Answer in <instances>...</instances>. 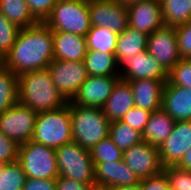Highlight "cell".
Segmentation results:
<instances>
[{
  "label": "cell",
  "instance_id": "obj_1",
  "mask_svg": "<svg viewBox=\"0 0 191 190\" xmlns=\"http://www.w3.org/2000/svg\"><path fill=\"white\" fill-rule=\"evenodd\" d=\"M54 60L52 30L44 23L20 29L11 50L2 64L17 76L44 70Z\"/></svg>",
  "mask_w": 191,
  "mask_h": 190
},
{
  "label": "cell",
  "instance_id": "obj_2",
  "mask_svg": "<svg viewBox=\"0 0 191 190\" xmlns=\"http://www.w3.org/2000/svg\"><path fill=\"white\" fill-rule=\"evenodd\" d=\"M18 102L37 113L55 110L68 104L65 96L57 90L48 69L18 76Z\"/></svg>",
  "mask_w": 191,
  "mask_h": 190
},
{
  "label": "cell",
  "instance_id": "obj_3",
  "mask_svg": "<svg viewBox=\"0 0 191 190\" xmlns=\"http://www.w3.org/2000/svg\"><path fill=\"white\" fill-rule=\"evenodd\" d=\"M73 142L90 150L109 135L110 121L100 107H82L69 101Z\"/></svg>",
  "mask_w": 191,
  "mask_h": 190
},
{
  "label": "cell",
  "instance_id": "obj_4",
  "mask_svg": "<svg viewBox=\"0 0 191 190\" xmlns=\"http://www.w3.org/2000/svg\"><path fill=\"white\" fill-rule=\"evenodd\" d=\"M31 140L53 149L73 142L69 101L64 107L37 114Z\"/></svg>",
  "mask_w": 191,
  "mask_h": 190
},
{
  "label": "cell",
  "instance_id": "obj_5",
  "mask_svg": "<svg viewBox=\"0 0 191 190\" xmlns=\"http://www.w3.org/2000/svg\"><path fill=\"white\" fill-rule=\"evenodd\" d=\"M89 0H58L44 23L52 31H65L86 37L91 28Z\"/></svg>",
  "mask_w": 191,
  "mask_h": 190
},
{
  "label": "cell",
  "instance_id": "obj_6",
  "mask_svg": "<svg viewBox=\"0 0 191 190\" xmlns=\"http://www.w3.org/2000/svg\"><path fill=\"white\" fill-rule=\"evenodd\" d=\"M60 177L84 184H96L95 170L90 151L76 142L55 149Z\"/></svg>",
  "mask_w": 191,
  "mask_h": 190
},
{
  "label": "cell",
  "instance_id": "obj_7",
  "mask_svg": "<svg viewBox=\"0 0 191 190\" xmlns=\"http://www.w3.org/2000/svg\"><path fill=\"white\" fill-rule=\"evenodd\" d=\"M17 161L26 178L57 179L59 176L55 149L32 140L19 145Z\"/></svg>",
  "mask_w": 191,
  "mask_h": 190
},
{
  "label": "cell",
  "instance_id": "obj_8",
  "mask_svg": "<svg viewBox=\"0 0 191 190\" xmlns=\"http://www.w3.org/2000/svg\"><path fill=\"white\" fill-rule=\"evenodd\" d=\"M37 112L17 102L0 114V132L18 145L32 139Z\"/></svg>",
  "mask_w": 191,
  "mask_h": 190
},
{
  "label": "cell",
  "instance_id": "obj_9",
  "mask_svg": "<svg viewBox=\"0 0 191 190\" xmlns=\"http://www.w3.org/2000/svg\"><path fill=\"white\" fill-rule=\"evenodd\" d=\"M47 69L57 90L68 101L72 100L82 83L88 78L83 61L53 60Z\"/></svg>",
  "mask_w": 191,
  "mask_h": 190
},
{
  "label": "cell",
  "instance_id": "obj_10",
  "mask_svg": "<svg viewBox=\"0 0 191 190\" xmlns=\"http://www.w3.org/2000/svg\"><path fill=\"white\" fill-rule=\"evenodd\" d=\"M91 26L104 27L120 35L128 26L126 5L115 0H89Z\"/></svg>",
  "mask_w": 191,
  "mask_h": 190
},
{
  "label": "cell",
  "instance_id": "obj_11",
  "mask_svg": "<svg viewBox=\"0 0 191 190\" xmlns=\"http://www.w3.org/2000/svg\"><path fill=\"white\" fill-rule=\"evenodd\" d=\"M123 161L139 179L161 174L164 169L158 147L144 140L124 151Z\"/></svg>",
  "mask_w": 191,
  "mask_h": 190
},
{
  "label": "cell",
  "instance_id": "obj_12",
  "mask_svg": "<svg viewBox=\"0 0 191 190\" xmlns=\"http://www.w3.org/2000/svg\"><path fill=\"white\" fill-rule=\"evenodd\" d=\"M147 50L169 72L182 59L178 51L175 27L164 25L148 35Z\"/></svg>",
  "mask_w": 191,
  "mask_h": 190
},
{
  "label": "cell",
  "instance_id": "obj_13",
  "mask_svg": "<svg viewBox=\"0 0 191 190\" xmlns=\"http://www.w3.org/2000/svg\"><path fill=\"white\" fill-rule=\"evenodd\" d=\"M126 7L130 28L150 35L165 25L160 0H140Z\"/></svg>",
  "mask_w": 191,
  "mask_h": 190
},
{
  "label": "cell",
  "instance_id": "obj_14",
  "mask_svg": "<svg viewBox=\"0 0 191 190\" xmlns=\"http://www.w3.org/2000/svg\"><path fill=\"white\" fill-rule=\"evenodd\" d=\"M190 148L191 120L175 121L170 136L158 147L162 166H176Z\"/></svg>",
  "mask_w": 191,
  "mask_h": 190
},
{
  "label": "cell",
  "instance_id": "obj_15",
  "mask_svg": "<svg viewBox=\"0 0 191 190\" xmlns=\"http://www.w3.org/2000/svg\"><path fill=\"white\" fill-rule=\"evenodd\" d=\"M119 76H88L71 102L82 107L102 108Z\"/></svg>",
  "mask_w": 191,
  "mask_h": 190
},
{
  "label": "cell",
  "instance_id": "obj_16",
  "mask_svg": "<svg viewBox=\"0 0 191 190\" xmlns=\"http://www.w3.org/2000/svg\"><path fill=\"white\" fill-rule=\"evenodd\" d=\"M122 65L125 71L123 73L119 72V78L124 81L135 79L168 80V72L147 49L124 62Z\"/></svg>",
  "mask_w": 191,
  "mask_h": 190
},
{
  "label": "cell",
  "instance_id": "obj_17",
  "mask_svg": "<svg viewBox=\"0 0 191 190\" xmlns=\"http://www.w3.org/2000/svg\"><path fill=\"white\" fill-rule=\"evenodd\" d=\"M93 165L97 188L109 189L119 186L139 185L140 179L123 160L93 163Z\"/></svg>",
  "mask_w": 191,
  "mask_h": 190
},
{
  "label": "cell",
  "instance_id": "obj_18",
  "mask_svg": "<svg viewBox=\"0 0 191 190\" xmlns=\"http://www.w3.org/2000/svg\"><path fill=\"white\" fill-rule=\"evenodd\" d=\"M161 108L175 121L191 120V89L166 82Z\"/></svg>",
  "mask_w": 191,
  "mask_h": 190
},
{
  "label": "cell",
  "instance_id": "obj_19",
  "mask_svg": "<svg viewBox=\"0 0 191 190\" xmlns=\"http://www.w3.org/2000/svg\"><path fill=\"white\" fill-rule=\"evenodd\" d=\"M167 81L153 79L127 81L132 89L134 105L151 113L161 109L163 89Z\"/></svg>",
  "mask_w": 191,
  "mask_h": 190
},
{
  "label": "cell",
  "instance_id": "obj_20",
  "mask_svg": "<svg viewBox=\"0 0 191 190\" xmlns=\"http://www.w3.org/2000/svg\"><path fill=\"white\" fill-rule=\"evenodd\" d=\"M54 60L83 61L87 52L86 37L65 31H52Z\"/></svg>",
  "mask_w": 191,
  "mask_h": 190
},
{
  "label": "cell",
  "instance_id": "obj_21",
  "mask_svg": "<svg viewBox=\"0 0 191 190\" xmlns=\"http://www.w3.org/2000/svg\"><path fill=\"white\" fill-rule=\"evenodd\" d=\"M134 106L133 93L129 83L119 79L114 85L102 110L109 121L112 122L121 120Z\"/></svg>",
  "mask_w": 191,
  "mask_h": 190
},
{
  "label": "cell",
  "instance_id": "obj_22",
  "mask_svg": "<svg viewBox=\"0 0 191 190\" xmlns=\"http://www.w3.org/2000/svg\"><path fill=\"white\" fill-rule=\"evenodd\" d=\"M175 120L162 108L152 112L142 132V139L159 147L171 134Z\"/></svg>",
  "mask_w": 191,
  "mask_h": 190
},
{
  "label": "cell",
  "instance_id": "obj_23",
  "mask_svg": "<svg viewBox=\"0 0 191 190\" xmlns=\"http://www.w3.org/2000/svg\"><path fill=\"white\" fill-rule=\"evenodd\" d=\"M145 33L130 28L129 26L117 37L115 57L118 64L122 65L132 57L147 49Z\"/></svg>",
  "mask_w": 191,
  "mask_h": 190
},
{
  "label": "cell",
  "instance_id": "obj_24",
  "mask_svg": "<svg viewBox=\"0 0 191 190\" xmlns=\"http://www.w3.org/2000/svg\"><path fill=\"white\" fill-rule=\"evenodd\" d=\"M83 62L88 76H119L115 54L87 50Z\"/></svg>",
  "mask_w": 191,
  "mask_h": 190
},
{
  "label": "cell",
  "instance_id": "obj_25",
  "mask_svg": "<svg viewBox=\"0 0 191 190\" xmlns=\"http://www.w3.org/2000/svg\"><path fill=\"white\" fill-rule=\"evenodd\" d=\"M0 12L19 29L38 22L30 12L25 0H0Z\"/></svg>",
  "mask_w": 191,
  "mask_h": 190
},
{
  "label": "cell",
  "instance_id": "obj_26",
  "mask_svg": "<svg viewBox=\"0 0 191 190\" xmlns=\"http://www.w3.org/2000/svg\"><path fill=\"white\" fill-rule=\"evenodd\" d=\"M163 21L176 27L191 21V0H160Z\"/></svg>",
  "mask_w": 191,
  "mask_h": 190
},
{
  "label": "cell",
  "instance_id": "obj_27",
  "mask_svg": "<svg viewBox=\"0 0 191 190\" xmlns=\"http://www.w3.org/2000/svg\"><path fill=\"white\" fill-rule=\"evenodd\" d=\"M18 102V76L0 64V114Z\"/></svg>",
  "mask_w": 191,
  "mask_h": 190
},
{
  "label": "cell",
  "instance_id": "obj_28",
  "mask_svg": "<svg viewBox=\"0 0 191 190\" xmlns=\"http://www.w3.org/2000/svg\"><path fill=\"white\" fill-rule=\"evenodd\" d=\"M118 35L108 28L91 26L86 34L87 50L115 54Z\"/></svg>",
  "mask_w": 191,
  "mask_h": 190
},
{
  "label": "cell",
  "instance_id": "obj_29",
  "mask_svg": "<svg viewBox=\"0 0 191 190\" xmlns=\"http://www.w3.org/2000/svg\"><path fill=\"white\" fill-rule=\"evenodd\" d=\"M109 136L122 152L143 141L141 132L131 128L128 124L120 120L110 123Z\"/></svg>",
  "mask_w": 191,
  "mask_h": 190
},
{
  "label": "cell",
  "instance_id": "obj_30",
  "mask_svg": "<svg viewBox=\"0 0 191 190\" xmlns=\"http://www.w3.org/2000/svg\"><path fill=\"white\" fill-rule=\"evenodd\" d=\"M93 163L116 162L123 160V152L113 143L108 135L90 150Z\"/></svg>",
  "mask_w": 191,
  "mask_h": 190
},
{
  "label": "cell",
  "instance_id": "obj_31",
  "mask_svg": "<svg viewBox=\"0 0 191 190\" xmlns=\"http://www.w3.org/2000/svg\"><path fill=\"white\" fill-rule=\"evenodd\" d=\"M26 174L18 162L7 163L0 173V190H23Z\"/></svg>",
  "mask_w": 191,
  "mask_h": 190
},
{
  "label": "cell",
  "instance_id": "obj_32",
  "mask_svg": "<svg viewBox=\"0 0 191 190\" xmlns=\"http://www.w3.org/2000/svg\"><path fill=\"white\" fill-rule=\"evenodd\" d=\"M19 30L0 12V56L2 58L11 50Z\"/></svg>",
  "mask_w": 191,
  "mask_h": 190
},
{
  "label": "cell",
  "instance_id": "obj_33",
  "mask_svg": "<svg viewBox=\"0 0 191 190\" xmlns=\"http://www.w3.org/2000/svg\"><path fill=\"white\" fill-rule=\"evenodd\" d=\"M167 82L171 85H179L191 89V59L182 58L168 72Z\"/></svg>",
  "mask_w": 191,
  "mask_h": 190
},
{
  "label": "cell",
  "instance_id": "obj_34",
  "mask_svg": "<svg viewBox=\"0 0 191 190\" xmlns=\"http://www.w3.org/2000/svg\"><path fill=\"white\" fill-rule=\"evenodd\" d=\"M163 173L171 190H191V172L182 170L177 166H166Z\"/></svg>",
  "mask_w": 191,
  "mask_h": 190
},
{
  "label": "cell",
  "instance_id": "obj_35",
  "mask_svg": "<svg viewBox=\"0 0 191 190\" xmlns=\"http://www.w3.org/2000/svg\"><path fill=\"white\" fill-rule=\"evenodd\" d=\"M175 32L181 58L191 59V21L176 26Z\"/></svg>",
  "mask_w": 191,
  "mask_h": 190
},
{
  "label": "cell",
  "instance_id": "obj_36",
  "mask_svg": "<svg viewBox=\"0 0 191 190\" xmlns=\"http://www.w3.org/2000/svg\"><path fill=\"white\" fill-rule=\"evenodd\" d=\"M150 114L151 112L134 106L121 118L120 121L142 133Z\"/></svg>",
  "mask_w": 191,
  "mask_h": 190
},
{
  "label": "cell",
  "instance_id": "obj_37",
  "mask_svg": "<svg viewBox=\"0 0 191 190\" xmlns=\"http://www.w3.org/2000/svg\"><path fill=\"white\" fill-rule=\"evenodd\" d=\"M34 18L39 22L49 16L58 0H25Z\"/></svg>",
  "mask_w": 191,
  "mask_h": 190
},
{
  "label": "cell",
  "instance_id": "obj_38",
  "mask_svg": "<svg viewBox=\"0 0 191 190\" xmlns=\"http://www.w3.org/2000/svg\"><path fill=\"white\" fill-rule=\"evenodd\" d=\"M19 145L0 132V161L11 163L18 160Z\"/></svg>",
  "mask_w": 191,
  "mask_h": 190
},
{
  "label": "cell",
  "instance_id": "obj_39",
  "mask_svg": "<svg viewBox=\"0 0 191 190\" xmlns=\"http://www.w3.org/2000/svg\"><path fill=\"white\" fill-rule=\"evenodd\" d=\"M139 190H171L166 175L161 174L140 179Z\"/></svg>",
  "mask_w": 191,
  "mask_h": 190
},
{
  "label": "cell",
  "instance_id": "obj_40",
  "mask_svg": "<svg viewBox=\"0 0 191 190\" xmlns=\"http://www.w3.org/2000/svg\"><path fill=\"white\" fill-rule=\"evenodd\" d=\"M95 188L96 184H84L60 176L56 179V190H94Z\"/></svg>",
  "mask_w": 191,
  "mask_h": 190
},
{
  "label": "cell",
  "instance_id": "obj_41",
  "mask_svg": "<svg viewBox=\"0 0 191 190\" xmlns=\"http://www.w3.org/2000/svg\"><path fill=\"white\" fill-rule=\"evenodd\" d=\"M23 190H56V179L26 178Z\"/></svg>",
  "mask_w": 191,
  "mask_h": 190
},
{
  "label": "cell",
  "instance_id": "obj_42",
  "mask_svg": "<svg viewBox=\"0 0 191 190\" xmlns=\"http://www.w3.org/2000/svg\"><path fill=\"white\" fill-rule=\"evenodd\" d=\"M178 168L191 172V148L186 151L180 162L176 165Z\"/></svg>",
  "mask_w": 191,
  "mask_h": 190
},
{
  "label": "cell",
  "instance_id": "obj_43",
  "mask_svg": "<svg viewBox=\"0 0 191 190\" xmlns=\"http://www.w3.org/2000/svg\"><path fill=\"white\" fill-rule=\"evenodd\" d=\"M108 190H139V185L112 187L109 188Z\"/></svg>",
  "mask_w": 191,
  "mask_h": 190
},
{
  "label": "cell",
  "instance_id": "obj_44",
  "mask_svg": "<svg viewBox=\"0 0 191 190\" xmlns=\"http://www.w3.org/2000/svg\"><path fill=\"white\" fill-rule=\"evenodd\" d=\"M116 2H120L121 4L128 5L130 3L140 1V0H115Z\"/></svg>",
  "mask_w": 191,
  "mask_h": 190
},
{
  "label": "cell",
  "instance_id": "obj_45",
  "mask_svg": "<svg viewBox=\"0 0 191 190\" xmlns=\"http://www.w3.org/2000/svg\"><path fill=\"white\" fill-rule=\"evenodd\" d=\"M5 165H6V163L0 161V173L2 172Z\"/></svg>",
  "mask_w": 191,
  "mask_h": 190
},
{
  "label": "cell",
  "instance_id": "obj_46",
  "mask_svg": "<svg viewBox=\"0 0 191 190\" xmlns=\"http://www.w3.org/2000/svg\"><path fill=\"white\" fill-rule=\"evenodd\" d=\"M94 190H108V189H102V188H95Z\"/></svg>",
  "mask_w": 191,
  "mask_h": 190
},
{
  "label": "cell",
  "instance_id": "obj_47",
  "mask_svg": "<svg viewBox=\"0 0 191 190\" xmlns=\"http://www.w3.org/2000/svg\"><path fill=\"white\" fill-rule=\"evenodd\" d=\"M2 60H3V58L0 56V64H2Z\"/></svg>",
  "mask_w": 191,
  "mask_h": 190
}]
</instances>
